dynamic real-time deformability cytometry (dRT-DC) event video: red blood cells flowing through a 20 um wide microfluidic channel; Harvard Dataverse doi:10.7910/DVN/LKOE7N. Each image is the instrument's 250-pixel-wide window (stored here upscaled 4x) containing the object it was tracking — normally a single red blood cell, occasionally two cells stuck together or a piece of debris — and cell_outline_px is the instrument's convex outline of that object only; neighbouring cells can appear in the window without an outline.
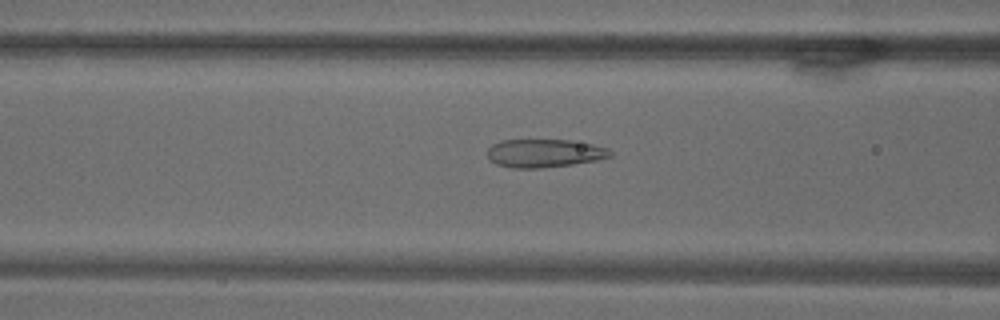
{"species": "common noctule bat (a hibernating species)", "species_latin": "Nyctalus noctula", "temperature_condition": "warm", "stored_images_in_passage": 70, "camera_frame_rate_fps": 3000, "um_per_image_px": 0.085, "animal": {"sex": "male", "body_mass_g": 18.8}, "frame": {"image": 1, "passage_image": 29, "time_ms": 9.333, "image_size_px": [1000, 320], "cell_outline_px": [[612, 156], [596, 160], [572, 164], [540, 168], [512, 168], [496, 164], [488, 160], [488, 148], [492, 144], [500, 140], [568, 140], [592, 144], [608, 148], [612, 152]], "centroid_in_image_um": [46.24, 13.02], "position_along_channel_um": 120.4, "area_um2": 20.23}}
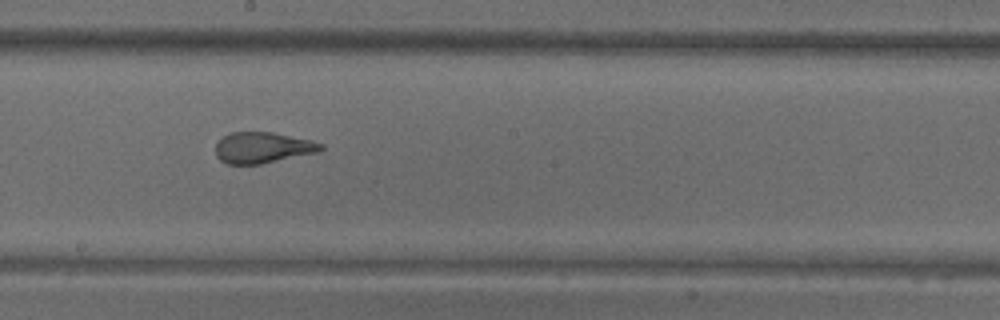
{"frame": {"image": 2, "passage_image": 40, "time_ms": 13.0, "image_size_px": [1000, 320], "cell_outline_px": [[324, 148], [316, 152], [260, 164], [228, 164], [220, 160], [216, 156], [216, 144], [228, 132], [272, 132], [312, 140], [324, 144]], "centroid_in_image_um": [22.31, 12.54], "position_along_channel_um": 225.9, "area_um2": 18.9}}
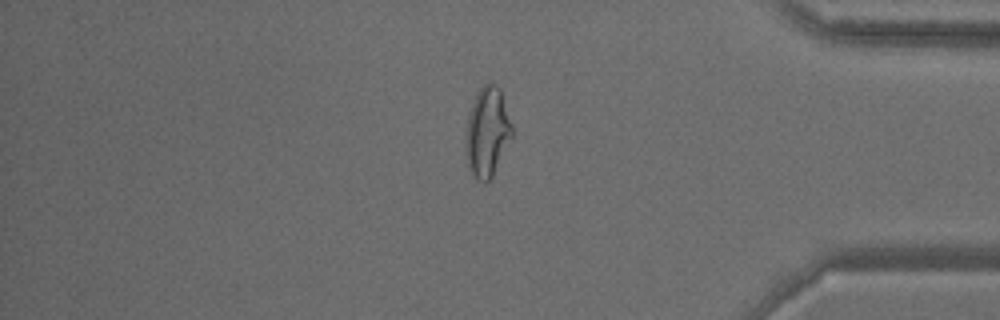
{"frame": {"image": 3, "passage_image": 60, "time_ms": 19.667, "image_size_px": [1000, 320], "cell_outline_px": [[512, 136], [492, 176], [484, 184], [472, 172], [468, 164], [464, 148], [468, 112], [472, 100], [476, 92], [484, 84], [496, 84], [500, 88], [512, 124]], "centroid_in_image_um": [41.4, 11.17], "position_along_channel_um": 393.8, "area_um2": 24.1}}